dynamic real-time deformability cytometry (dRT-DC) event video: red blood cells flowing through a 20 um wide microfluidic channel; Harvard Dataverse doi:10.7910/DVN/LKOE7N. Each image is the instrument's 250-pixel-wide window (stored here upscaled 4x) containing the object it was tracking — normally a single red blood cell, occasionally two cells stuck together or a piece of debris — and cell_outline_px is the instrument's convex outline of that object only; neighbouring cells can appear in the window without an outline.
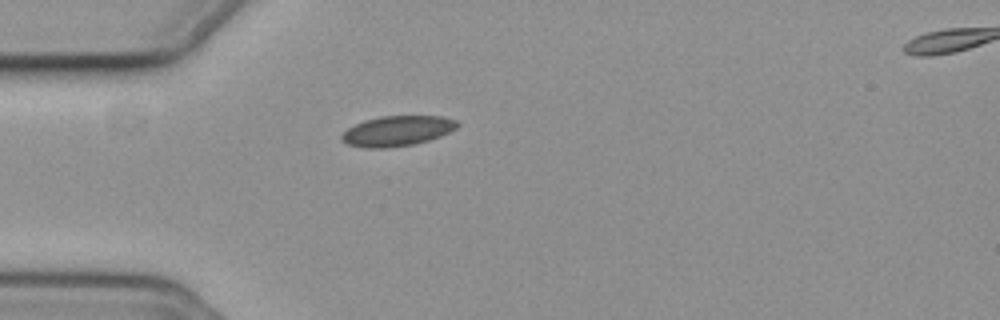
{"species": "common noctule bat (a hibernating species)", "species_latin": "Nyctalus noctula", "temperature_condition": "cold", "stored_images_in_passage": 41, "camera_frame_rate_fps": 3000, "um_per_image_px": 0.085, "animal": {"sex": "female", "body_mass_g": 19.3, "forearm_length_mm": 54.1}, "frame": {"image": 1, "passage_image": 1, "time_ms": 0.0, "image_size_px": [1000, 320], "cell_outline_px": [[460, 124], [456, 128], [440, 136], [428, 140], [412, 144], [384, 148], [364, 148], [348, 144], [340, 140], [340, 136], [348, 128], [364, 120], [380, 116], [444, 116], [456, 120]], "centroid_in_image_um": [33.75, 11.12], "position_along_channel_um": 51.3, "area_um2": 20.29}}
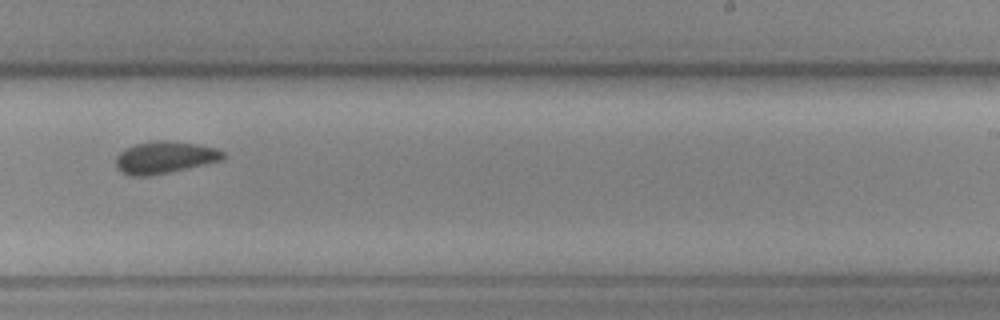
{"frame": {"image": 2, "passage_image": 20, "time_ms": 6.333, "image_size_px": [1000, 320], "cell_outline_px": [[224, 160], [188, 168], [148, 176], [128, 176], [120, 172], [116, 168], [116, 156], [124, 148], [136, 144], [160, 140], [168, 140], [196, 144], [216, 148], [224, 152]], "centroid_in_image_um": [13.98, 13.39], "position_along_channel_um": 275.0, "area_um2": 20.11}}
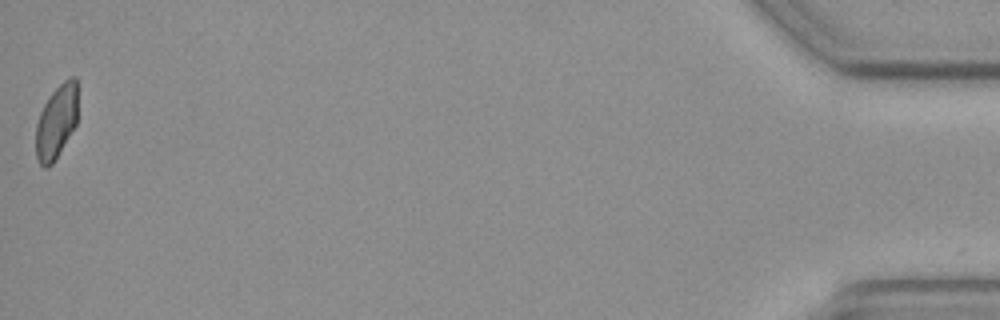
{"frame": {"image": 3, "passage_image": 41, "time_ms": 13.333, "image_size_px": [1000, 320], "cell_outline_px": [[76, 124], [52, 164], [48, 168], [44, 168], [40, 164], [36, 156], [36, 124], [40, 112], [44, 104], [52, 92], [68, 76], [76, 76]], "centroid_in_image_um": [4.77, 10.35], "position_along_channel_um": 430.4, "area_um2": 17.74}, "authors_computed_cell_mechanics": {"area_um2": 19.8254, "velocity_mm_per_s": 3.6994, "shape_relaxation_time_tau1_ms": null, "shape_relaxation_time_tau2_ms": 5.9175, "deformation_change_tau1": null, "deformation_change_tau2": 0.0918}}